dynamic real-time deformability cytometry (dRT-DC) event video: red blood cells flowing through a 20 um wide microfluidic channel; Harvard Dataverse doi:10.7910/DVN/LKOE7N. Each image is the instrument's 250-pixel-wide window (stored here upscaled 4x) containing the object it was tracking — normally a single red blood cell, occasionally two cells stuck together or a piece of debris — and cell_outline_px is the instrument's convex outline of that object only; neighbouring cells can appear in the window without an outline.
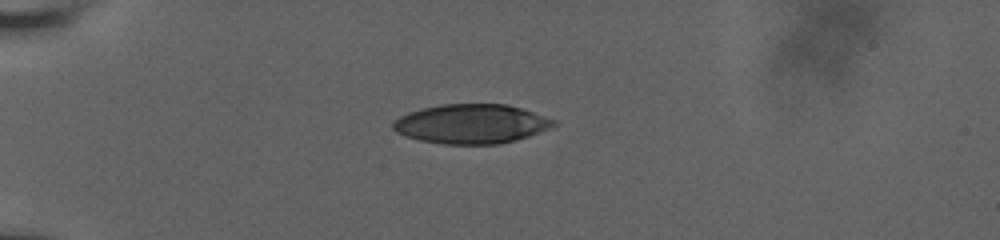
{"species": "human", "species_latin": "Homo sapiens", "temperature_condition": "room temperature", "stored_images_in_passage": 41, "camera_frame_rate_fps": 3000, "um_per_image_px": 0.085, "donor": {"sex": "male"}, "frame": {"image": 1, "passage_image": 1, "time_ms": 0.0, "image_size_px": [1000, 240], "cell_outline_px": [[556, 124], [548, 128], [528, 136], [516, 140], [500, 144], [444, 144], [420, 140], [396, 132], [392, 128], [392, 120], [408, 112], [440, 104], [508, 104], [556, 120]], "centroid_in_image_um": [40.03, 10.53], "position_along_channel_um": 45.0, "area_um2": 36.65}}
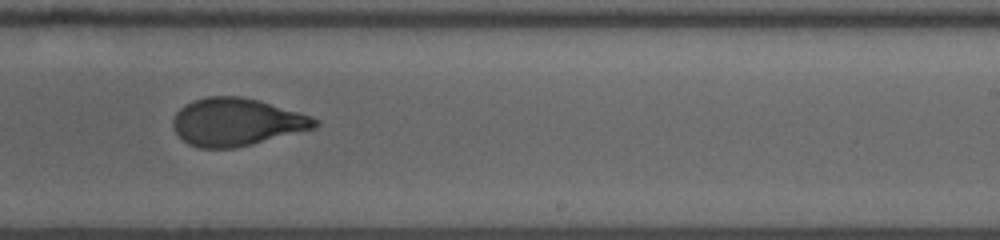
{"frame": {"image": 2, "passage_image": 22, "time_ms": 7.0, "image_size_px": [1000, 240], "cell_outline_px": [[320, 124], [316, 128], [252, 144], [232, 148], [196, 148], [188, 144], [172, 128], [172, 120], [176, 112], [184, 104], [192, 100], [208, 96], [240, 96], [260, 100], [300, 112], [312, 116], [320, 120]], "centroid_in_image_um": [20.12, 10.36], "position_along_channel_um": 268.9, "area_um2": 39.77}}
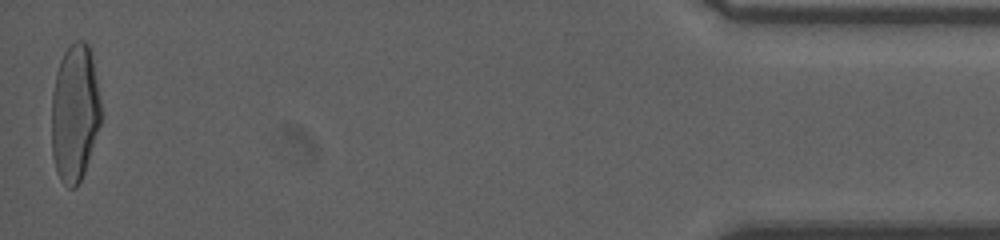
{"frame": {"image": 3, "passage_image": 41, "time_ms": 13.333, "image_size_px": [1000, 240], "cell_outline_px": [[100, 124], [84, 172], [76, 188], [68, 188], [60, 180], [52, 156], [52, 92], [56, 72], [60, 60], [64, 52], [76, 40], [84, 40], [88, 44], [92, 52], [100, 100]], "centroid_in_image_um": [6.35, 9.58], "position_along_channel_um": 428.9, "area_um2": 39.54}, "authors_computed_cell_mechanics": {"area_um2": 39.5352, "velocity_mm_per_s": 3.8022, "shape_relaxation_time_tau1_ms": 5.6207, "shape_relaxation_time_tau2_ms": 1.1572, "deformation_change_tau1": 0.2101, "deformation_change_tau2": 0.0749}}